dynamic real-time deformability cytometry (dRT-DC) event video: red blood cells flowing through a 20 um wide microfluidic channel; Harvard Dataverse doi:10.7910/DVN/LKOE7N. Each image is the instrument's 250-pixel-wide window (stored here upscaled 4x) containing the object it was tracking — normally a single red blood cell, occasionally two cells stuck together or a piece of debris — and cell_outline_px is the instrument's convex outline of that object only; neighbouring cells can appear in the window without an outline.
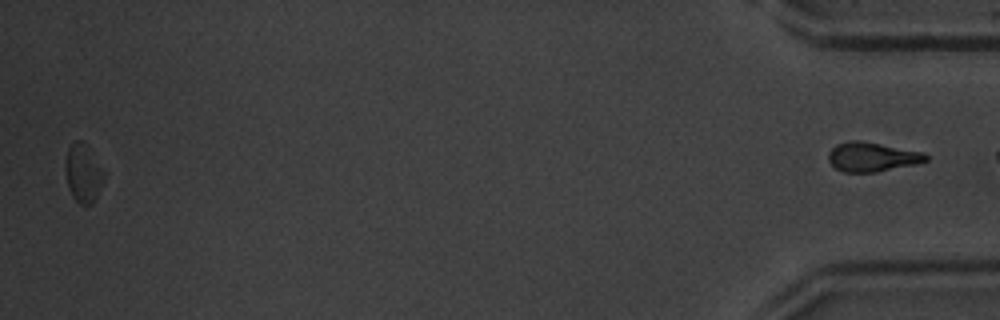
{"species": "common noctule bat (a hibernating species)", "species_latin": "Nyctalus noctula", "temperature_condition": "warm", "stored_images_in_passage": 48, "segment_of_instrument_passage": [2, 2], "camera_frame_rate_fps": 3000, "um_per_image_px": 0.085, "animal": {"sex": "male", "body_mass_g": 20.1, "forearm_length_mm": 53.5}, "frame": {"image": 1, "passage_image": 48, "time_ms": 15.667, "image_size_px": [1000, 320], "cell_outline_px": [[928, 160], [916, 164], [876, 172], [844, 172], [836, 168], [828, 160], [828, 152], [836, 144], [848, 140], [856, 140], [880, 144], [924, 152], [928, 156]], "centroid_in_image_um": [74.12, 13.33], "position_along_channel_um": 361.1, "area_um2": 16.59}}